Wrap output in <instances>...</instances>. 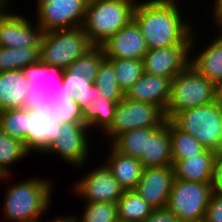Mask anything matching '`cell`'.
Wrapping results in <instances>:
<instances>
[{"instance_id":"obj_1","label":"cell","mask_w":222,"mask_h":222,"mask_svg":"<svg viewBox=\"0 0 222 222\" xmlns=\"http://www.w3.org/2000/svg\"><path fill=\"white\" fill-rule=\"evenodd\" d=\"M178 3V0L137 2L133 20L140 27L148 49L191 45L193 26L184 20Z\"/></svg>"},{"instance_id":"obj_2","label":"cell","mask_w":222,"mask_h":222,"mask_svg":"<svg viewBox=\"0 0 222 222\" xmlns=\"http://www.w3.org/2000/svg\"><path fill=\"white\" fill-rule=\"evenodd\" d=\"M64 69L43 64V77L39 86L31 85L25 95L24 109L42 110L57 123H83L80 106L75 101L73 88L62 85Z\"/></svg>"},{"instance_id":"obj_3","label":"cell","mask_w":222,"mask_h":222,"mask_svg":"<svg viewBox=\"0 0 222 222\" xmlns=\"http://www.w3.org/2000/svg\"><path fill=\"white\" fill-rule=\"evenodd\" d=\"M50 182L35 176L9 184L4 196L5 219L9 222H40L51 205L53 184Z\"/></svg>"},{"instance_id":"obj_4","label":"cell","mask_w":222,"mask_h":222,"mask_svg":"<svg viewBox=\"0 0 222 222\" xmlns=\"http://www.w3.org/2000/svg\"><path fill=\"white\" fill-rule=\"evenodd\" d=\"M137 0H89L83 30L94 46H100L109 37L133 20Z\"/></svg>"},{"instance_id":"obj_5","label":"cell","mask_w":222,"mask_h":222,"mask_svg":"<svg viewBox=\"0 0 222 222\" xmlns=\"http://www.w3.org/2000/svg\"><path fill=\"white\" fill-rule=\"evenodd\" d=\"M216 100V84L189 64L171 80L170 98L164 115L171 120L181 111Z\"/></svg>"},{"instance_id":"obj_6","label":"cell","mask_w":222,"mask_h":222,"mask_svg":"<svg viewBox=\"0 0 222 222\" xmlns=\"http://www.w3.org/2000/svg\"><path fill=\"white\" fill-rule=\"evenodd\" d=\"M171 121L181 130L195 137L206 149L222 153V102L186 109Z\"/></svg>"},{"instance_id":"obj_7","label":"cell","mask_w":222,"mask_h":222,"mask_svg":"<svg viewBox=\"0 0 222 222\" xmlns=\"http://www.w3.org/2000/svg\"><path fill=\"white\" fill-rule=\"evenodd\" d=\"M93 47L82 26L43 32L39 61L68 69L74 60L84 56Z\"/></svg>"},{"instance_id":"obj_8","label":"cell","mask_w":222,"mask_h":222,"mask_svg":"<svg viewBox=\"0 0 222 222\" xmlns=\"http://www.w3.org/2000/svg\"><path fill=\"white\" fill-rule=\"evenodd\" d=\"M212 193V183L175 179L166 208L181 222H203Z\"/></svg>"},{"instance_id":"obj_9","label":"cell","mask_w":222,"mask_h":222,"mask_svg":"<svg viewBox=\"0 0 222 222\" xmlns=\"http://www.w3.org/2000/svg\"><path fill=\"white\" fill-rule=\"evenodd\" d=\"M164 112L156 105L123 98L116 105L114 119L103 133L110 144L122 133L146 127H159L165 122Z\"/></svg>"},{"instance_id":"obj_10","label":"cell","mask_w":222,"mask_h":222,"mask_svg":"<svg viewBox=\"0 0 222 222\" xmlns=\"http://www.w3.org/2000/svg\"><path fill=\"white\" fill-rule=\"evenodd\" d=\"M36 23L42 32L83 25L89 0H37Z\"/></svg>"},{"instance_id":"obj_11","label":"cell","mask_w":222,"mask_h":222,"mask_svg":"<svg viewBox=\"0 0 222 222\" xmlns=\"http://www.w3.org/2000/svg\"><path fill=\"white\" fill-rule=\"evenodd\" d=\"M194 33L191 45L148 49L143 58L144 72L172 80L190 64V52H193L197 39Z\"/></svg>"},{"instance_id":"obj_12","label":"cell","mask_w":222,"mask_h":222,"mask_svg":"<svg viewBox=\"0 0 222 222\" xmlns=\"http://www.w3.org/2000/svg\"><path fill=\"white\" fill-rule=\"evenodd\" d=\"M60 138L43 154H58L73 167H81L89 161V127L84 123H61ZM88 129V130H87ZM88 136V137H87Z\"/></svg>"},{"instance_id":"obj_13","label":"cell","mask_w":222,"mask_h":222,"mask_svg":"<svg viewBox=\"0 0 222 222\" xmlns=\"http://www.w3.org/2000/svg\"><path fill=\"white\" fill-rule=\"evenodd\" d=\"M73 189L86 202L117 203L125 192L105 163L89 171Z\"/></svg>"},{"instance_id":"obj_14","label":"cell","mask_w":222,"mask_h":222,"mask_svg":"<svg viewBox=\"0 0 222 222\" xmlns=\"http://www.w3.org/2000/svg\"><path fill=\"white\" fill-rule=\"evenodd\" d=\"M75 101L80 106L83 115V123L91 128L97 127L102 134L109 128L114 119L116 105L120 101H110L100 95L98 88H76L74 90Z\"/></svg>"},{"instance_id":"obj_15","label":"cell","mask_w":222,"mask_h":222,"mask_svg":"<svg viewBox=\"0 0 222 222\" xmlns=\"http://www.w3.org/2000/svg\"><path fill=\"white\" fill-rule=\"evenodd\" d=\"M6 10V11H5ZM4 8L0 12V47H40L42 30L29 19L19 13L7 12Z\"/></svg>"},{"instance_id":"obj_16","label":"cell","mask_w":222,"mask_h":222,"mask_svg":"<svg viewBox=\"0 0 222 222\" xmlns=\"http://www.w3.org/2000/svg\"><path fill=\"white\" fill-rule=\"evenodd\" d=\"M106 59L143 60L148 51L140 27L132 20L100 45Z\"/></svg>"},{"instance_id":"obj_17","label":"cell","mask_w":222,"mask_h":222,"mask_svg":"<svg viewBox=\"0 0 222 222\" xmlns=\"http://www.w3.org/2000/svg\"><path fill=\"white\" fill-rule=\"evenodd\" d=\"M174 180L172 166L144 168L135 191L154 209L166 208Z\"/></svg>"},{"instance_id":"obj_18","label":"cell","mask_w":222,"mask_h":222,"mask_svg":"<svg viewBox=\"0 0 222 222\" xmlns=\"http://www.w3.org/2000/svg\"><path fill=\"white\" fill-rule=\"evenodd\" d=\"M62 126L42 110H28L27 150L44 153L60 138Z\"/></svg>"},{"instance_id":"obj_19","label":"cell","mask_w":222,"mask_h":222,"mask_svg":"<svg viewBox=\"0 0 222 222\" xmlns=\"http://www.w3.org/2000/svg\"><path fill=\"white\" fill-rule=\"evenodd\" d=\"M171 79L143 73L125 92V98L158 106L163 112L170 98Z\"/></svg>"},{"instance_id":"obj_20","label":"cell","mask_w":222,"mask_h":222,"mask_svg":"<svg viewBox=\"0 0 222 222\" xmlns=\"http://www.w3.org/2000/svg\"><path fill=\"white\" fill-rule=\"evenodd\" d=\"M138 160L143 168L172 166L169 119L159 127H146V151Z\"/></svg>"},{"instance_id":"obj_21","label":"cell","mask_w":222,"mask_h":222,"mask_svg":"<svg viewBox=\"0 0 222 222\" xmlns=\"http://www.w3.org/2000/svg\"><path fill=\"white\" fill-rule=\"evenodd\" d=\"M217 152L205 149L197 156L176 161L172 167L175 179L189 182L212 183Z\"/></svg>"},{"instance_id":"obj_22","label":"cell","mask_w":222,"mask_h":222,"mask_svg":"<svg viewBox=\"0 0 222 222\" xmlns=\"http://www.w3.org/2000/svg\"><path fill=\"white\" fill-rule=\"evenodd\" d=\"M30 88L22 70L0 72V111L24 108Z\"/></svg>"},{"instance_id":"obj_23","label":"cell","mask_w":222,"mask_h":222,"mask_svg":"<svg viewBox=\"0 0 222 222\" xmlns=\"http://www.w3.org/2000/svg\"><path fill=\"white\" fill-rule=\"evenodd\" d=\"M109 151L105 164L124 191L135 190L144 169L141 162L137 158L121 154L112 145Z\"/></svg>"},{"instance_id":"obj_24","label":"cell","mask_w":222,"mask_h":222,"mask_svg":"<svg viewBox=\"0 0 222 222\" xmlns=\"http://www.w3.org/2000/svg\"><path fill=\"white\" fill-rule=\"evenodd\" d=\"M218 35L194 57L190 53V65L215 84L222 79V32Z\"/></svg>"},{"instance_id":"obj_25","label":"cell","mask_w":222,"mask_h":222,"mask_svg":"<svg viewBox=\"0 0 222 222\" xmlns=\"http://www.w3.org/2000/svg\"><path fill=\"white\" fill-rule=\"evenodd\" d=\"M154 208L135 190L125 191L117 201L118 220L125 222H143Z\"/></svg>"},{"instance_id":"obj_26","label":"cell","mask_w":222,"mask_h":222,"mask_svg":"<svg viewBox=\"0 0 222 222\" xmlns=\"http://www.w3.org/2000/svg\"><path fill=\"white\" fill-rule=\"evenodd\" d=\"M169 134L171 138L172 165L178 160L197 156L206 149L195 137L179 129L170 119Z\"/></svg>"},{"instance_id":"obj_27","label":"cell","mask_w":222,"mask_h":222,"mask_svg":"<svg viewBox=\"0 0 222 222\" xmlns=\"http://www.w3.org/2000/svg\"><path fill=\"white\" fill-rule=\"evenodd\" d=\"M39 53L40 47H0V72L23 70L26 66L39 62Z\"/></svg>"},{"instance_id":"obj_28","label":"cell","mask_w":222,"mask_h":222,"mask_svg":"<svg viewBox=\"0 0 222 222\" xmlns=\"http://www.w3.org/2000/svg\"><path fill=\"white\" fill-rule=\"evenodd\" d=\"M31 154L23 141L10 137L0 130V176L10 175V166Z\"/></svg>"},{"instance_id":"obj_29","label":"cell","mask_w":222,"mask_h":222,"mask_svg":"<svg viewBox=\"0 0 222 222\" xmlns=\"http://www.w3.org/2000/svg\"><path fill=\"white\" fill-rule=\"evenodd\" d=\"M28 109L0 111V130L24 142L27 149Z\"/></svg>"},{"instance_id":"obj_30","label":"cell","mask_w":222,"mask_h":222,"mask_svg":"<svg viewBox=\"0 0 222 222\" xmlns=\"http://www.w3.org/2000/svg\"><path fill=\"white\" fill-rule=\"evenodd\" d=\"M94 85L98 88L100 95L110 101H122L125 93L120 89L113 64L104 59L98 69Z\"/></svg>"},{"instance_id":"obj_31","label":"cell","mask_w":222,"mask_h":222,"mask_svg":"<svg viewBox=\"0 0 222 222\" xmlns=\"http://www.w3.org/2000/svg\"><path fill=\"white\" fill-rule=\"evenodd\" d=\"M111 145L121 154L139 159L146 151V128L124 132Z\"/></svg>"},{"instance_id":"obj_32","label":"cell","mask_w":222,"mask_h":222,"mask_svg":"<svg viewBox=\"0 0 222 222\" xmlns=\"http://www.w3.org/2000/svg\"><path fill=\"white\" fill-rule=\"evenodd\" d=\"M115 71L120 89L125 93L144 73L143 60L108 59Z\"/></svg>"},{"instance_id":"obj_33","label":"cell","mask_w":222,"mask_h":222,"mask_svg":"<svg viewBox=\"0 0 222 222\" xmlns=\"http://www.w3.org/2000/svg\"><path fill=\"white\" fill-rule=\"evenodd\" d=\"M105 59L104 52L100 46H94L84 56L74 60L68 70L72 73H82L85 78L94 82L101 62Z\"/></svg>"},{"instance_id":"obj_34","label":"cell","mask_w":222,"mask_h":222,"mask_svg":"<svg viewBox=\"0 0 222 222\" xmlns=\"http://www.w3.org/2000/svg\"><path fill=\"white\" fill-rule=\"evenodd\" d=\"M84 206L78 222H116L118 220L117 203L85 202Z\"/></svg>"},{"instance_id":"obj_35","label":"cell","mask_w":222,"mask_h":222,"mask_svg":"<svg viewBox=\"0 0 222 222\" xmlns=\"http://www.w3.org/2000/svg\"><path fill=\"white\" fill-rule=\"evenodd\" d=\"M203 222H222V191L213 190Z\"/></svg>"},{"instance_id":"obj_36","label":"cell","mask_w":222,"mask_h":222,"mask_svg":"<svg viewBox=\"0 0 222 222\" xmlns=\"http://www.w3.org/2000/svg\"><path fill=\"white\" fill-rule=\"evenodd\" d=\"M62 85L75 90L76 88L92 87L94 82L88 81L82 73H72L68 69H64Z\"/></svg>"},{"instance_id":"obj_37","label":"cell","mask_w":222,"mask_h":222,"mask_svg":"<svg viewBox=\"0 0 222 222\" xmlns=\"http://www.w3.org/2000/svg\"><path fill=\"white\" fill-rule=\"evenodd\" d=\"M22 71L30 86L31 85L39 86L43 77V63L42 62L39 61L35 64L28 65Z\"/></svg>"},{"instance_id":"obj_38","label":"cell","mask_w":222,"mask_h":222,"mask_svg":"<svg viewBox=\"0 0 222 222\" xmlns=\"http://www.w3.org/2000/svg\"><path fill=\"white\" fill-rule=\"evenodd\" d=\"M143 222H181L175 214L167 208L154 209Z\"/></svg>"},{"instance_id":"obj_39","label":"cell","mask_w":222,"mask_h":222,"mask_svg":"<svg viewBox=\"0 0 222 222\" xmlns=\"http://www.w3.org/2000/svg\"><path fill=\"white\" fill-rule=\"evenodd\" d=\"M212 187L213 190L222 191V153L215 157Z\"/></svg>"},{"instance_id":"obj_40","label":"cell","mask_w":222,"mask_h":222,"mask_svg":"<svg viewBox=\"0 0 222 222\" xmlns=\"http://www.w3.org/2000/svg\"><path fill=\"white\" fill-rule=\"evenodd\" d=\"M56 219H53L51 221L47 222H78V217L76 216H68V217H55Z\"/></svg>"},{"instance_id":"obj_41","label":"cell","mask_w":222,"mask_h":222,"mask_svg":"<svg viewBox=\"0 0 222 222\" xmlns=\"http://www.w3.org/2000/svg\"><path fill=\"white\" fill-rule=\"evenodd\" d=\"M213 9L211 10H214V11H211L213 12L214 14L212 15L214 19L217 15H219L220 13H222V0H214V5H213Z\"/></svg>"},{"instance_id":"obj_42","label":"cell","mask_w":222,"mask_h":222,"mask_svg":"<svg viewBox=\"0 0 222 222\" xmlns=\"http://www.w3.org/2000/svg\"><path fill=\"white\" fill-rule=\"evenodd\" d=\"M216 98L222 102V79L216 83Z\"/></svg>"},{"instance_id":"obj_43","label":"cell","mask_w":222,"mask_h":222,"mask_svg":"<svg viewBox=\"0 0 222 222\" xmlns=\"http://www.w3.org/2000/svg\"><path fill=\"white\" fill-rule=\"evenodd\" d=\"M214 24H216V26H218L217 28H219V32L221 30L222 32V13H220L219 15H217L214 19Z\"/></svg>"},{"instance_id":"obj_44","label":"cell","mask_w":222,"mask_h":222,"mask_svg":"<svg viewBox=\"0 0 222 222\" xmlns=\"http://www.w3.org/2000/svg\"><path fill=\"white\" fill-rule=\"evenodd\" d=\"M11 175H2V176H0V180L2 181H5V180H7V179H10L9 177H10Z\"/></svg>"},{"instance_id":"obj_45","label":"cell","mask_w":222,"mask_h":222,"mask_svg":"<svg viewBox=\"0 0 222 222\" xmlns=\"http://www.w3.org/2000/svg\"><path fill=\"white\" fill-rule=\"evenodd\" d=\"M4 3H6V4H8L9 2V0H2Z\"/></svg>"}]
</instances>
